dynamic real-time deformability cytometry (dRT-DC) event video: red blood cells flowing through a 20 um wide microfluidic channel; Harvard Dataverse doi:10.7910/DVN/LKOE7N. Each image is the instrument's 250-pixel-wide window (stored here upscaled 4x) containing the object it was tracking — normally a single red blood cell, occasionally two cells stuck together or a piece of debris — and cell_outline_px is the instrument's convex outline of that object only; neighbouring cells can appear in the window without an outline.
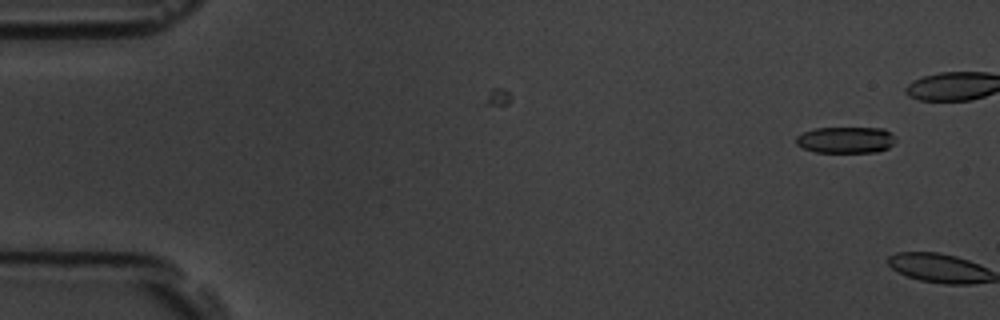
{"species": "common noctule bat (a hibernating species)", "species_latin": "Nyctalus noctula", "temperature_condition": "room temperature", "stored_images_in_passage": 2, "camera_frame_rate_fps": 3000, "um_per_image_px": 0.085, "animal": {"sex": "male", "body_mass_g": 19.5, "forearm_length_mm": 54.6}, "frame": {"image": 1, "passage_image": 1, "time_ms": 0.0, "image_size_px": [1000, 320], "cell_outline_px": [[896, 140], [888, 148], [876, 152], [816, 152], [804, 148], [796, 144], [796, 136], [804, 132], [816, 128], [884, 128], [892, 132]], "centroid_in_image_um": [71.92, 11.89], "position_along_channel_um": 13.1, "area_um2": 15.32}}